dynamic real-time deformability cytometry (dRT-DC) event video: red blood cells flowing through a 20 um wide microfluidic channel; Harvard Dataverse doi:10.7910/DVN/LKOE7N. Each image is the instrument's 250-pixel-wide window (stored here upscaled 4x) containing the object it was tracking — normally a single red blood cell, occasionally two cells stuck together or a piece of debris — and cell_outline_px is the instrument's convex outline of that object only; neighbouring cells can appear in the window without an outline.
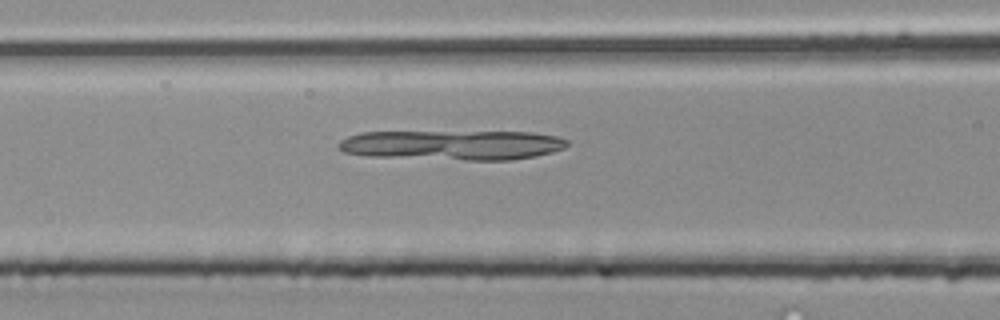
{"species": "common noctule bat (a hibernating species)", "species_latin": "Nyctalus noctula", "temperature_condition": "room temperature", "stored_images_in_passage": 47, "camera_frame_rate_fps": 3000, "um_per_image_px": 0.085, "animal": {"sex": "male", "body_mass_g": 20.4}, "frame": {"image": 1, "passage_image": 20, "time_ms": 6.333, "image_size_px": [1000, 320], "cell_outline_px": [[568, 144], [564, 148], [552, 152], [536, 156], [512, 160], [464, 160], [368, 156], [344, 152], [336, 148], [336, 144], [340, 140], [348, 136], [360, 132], [532, 132], [556, 136], [568, 140]], "centroid_in_image_um": [38.43, 12.33], "position_along_channel_um": 128.2, "area_um2": 39.94}}
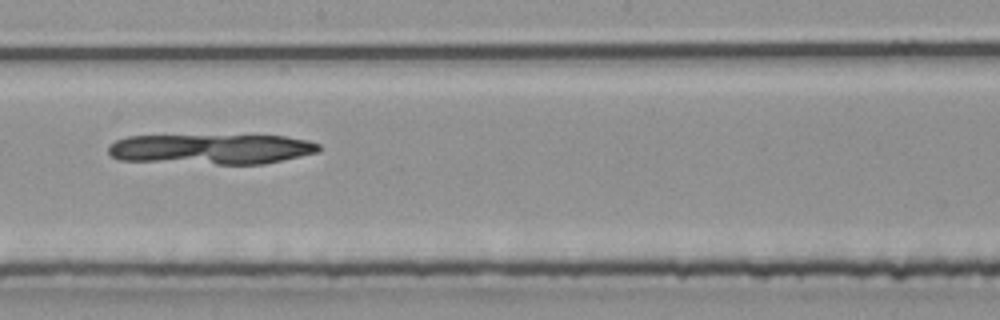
{"frame": {"image": 2, "passage_image": 27, "time_ms": 8.667, "image_size_px": [1000, 320], "cell_outline_px": [[320, 152], [264, 164], [216, 164], [120, 160], [112, 156], [108, 152], [108, 144], [124, 136], [284, 136], [308, 140], [320, 144]], "centroid_in_image_um": [17.97, 12.67], "position_along_channel_um": 230.2, "area_um2": 37.11}}
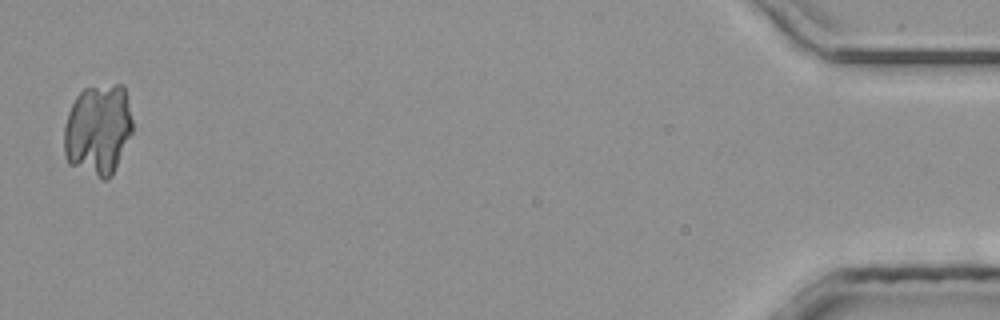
{"frame": {"image": 3, "passage_image": 47, "time_ms": 15.333, "image_size_px": [1000, 320], "cell_outline_px": [[132, 132], [112, 176], [108, 180], [100, 180], [68, 164], [64, 156], [64, 124], [68, 112], [76, 96], [84, 88], [116, 84], [124, 84], [132, 120]], "centroid_in_image_um": [8.31, 11.06], "position_along_channel_um": 426.9, "area_um2": 36.82}}